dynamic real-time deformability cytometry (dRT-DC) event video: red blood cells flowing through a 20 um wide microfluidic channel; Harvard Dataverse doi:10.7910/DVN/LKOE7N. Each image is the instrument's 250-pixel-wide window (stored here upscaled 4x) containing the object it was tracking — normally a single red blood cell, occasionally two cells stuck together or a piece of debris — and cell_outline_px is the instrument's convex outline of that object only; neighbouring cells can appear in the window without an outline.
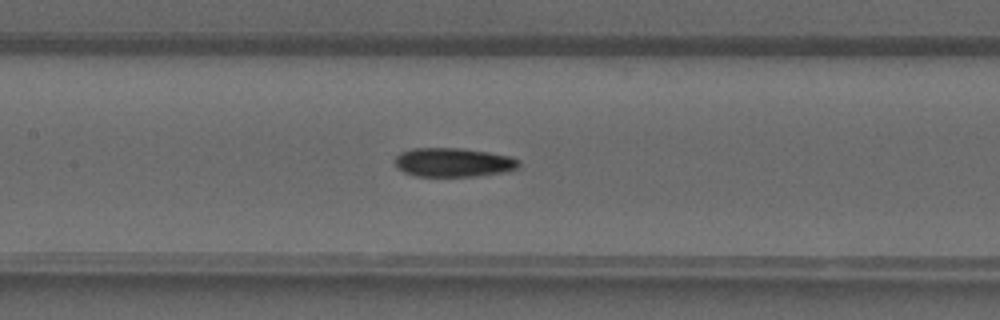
{"species": "common noctule bat (a hibernating species)", "species_latin": "Nyctalus noctula", "temperature_condition": "warm", "stored_images_in_passage": 36, "camera_frame_rate_fps": 3000, "um_per_image_px": 0.085, "animal": {"sex": "male", "forearm_length_mm": 52.5}, "frame": {"image": 1, "passage_image": 20, "time_ms": 6.333, "image_size_px": [1000, 320], "cell_outline_px": [[520, 164], [516, 168], [504, 172], [472, 176], [416, 176], [404, 172], [396, 164], [396, 156], [400, 152], [412, 148], [464, 148], [488, 152], [508, 156], [520, 160]], "centroid_in_image_um": [38.53, 13.79], "position_along_channel_um": 168.9, "area_um2": 20.75}}
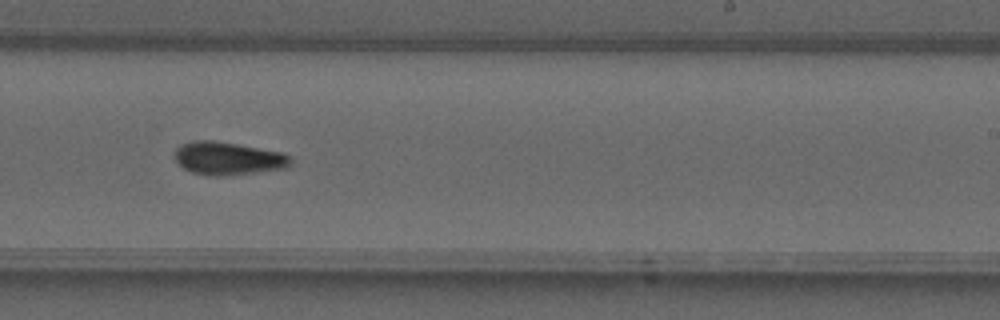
{"frame": {"image": 2, "passage_image": 26, "time_ms": 8.333, "image_size_px": [1000, 320], "cell_outline_px": [[292, 164], [288, 168], [220, 176], [208, 176], [192, 172], [184, 168], [176, 160], [176, 148], [180, 144], [192, 140], [212, 140], [284, 152], [292, 160]], "centroid_in_image_um": [19.4, 13.46], "position_along_channel_um": 269.6, "area_um2": 22.25}}
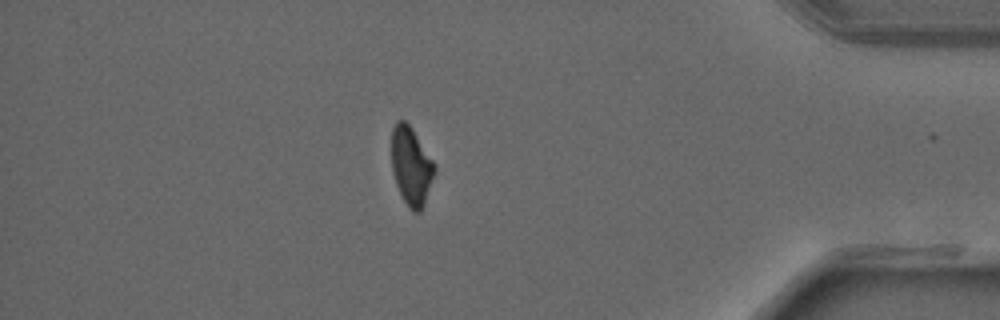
{"frame": {"image": 3, "passage_image": 36, "time_ms": 11.667, "image_size_px": [1000, 320], "cell_outline_px": [[436, 168], [424, 204], [420, 212], [412, 212], [408, 208], [396, 184], [392, 172], [392, 128], [396, 120], [404, 120], [412, 128], [436, 164]], "centroid_in_image_um": [34.95, 14.1], "position_along_channel_um": 400.3, "area_um2": 19.59}}